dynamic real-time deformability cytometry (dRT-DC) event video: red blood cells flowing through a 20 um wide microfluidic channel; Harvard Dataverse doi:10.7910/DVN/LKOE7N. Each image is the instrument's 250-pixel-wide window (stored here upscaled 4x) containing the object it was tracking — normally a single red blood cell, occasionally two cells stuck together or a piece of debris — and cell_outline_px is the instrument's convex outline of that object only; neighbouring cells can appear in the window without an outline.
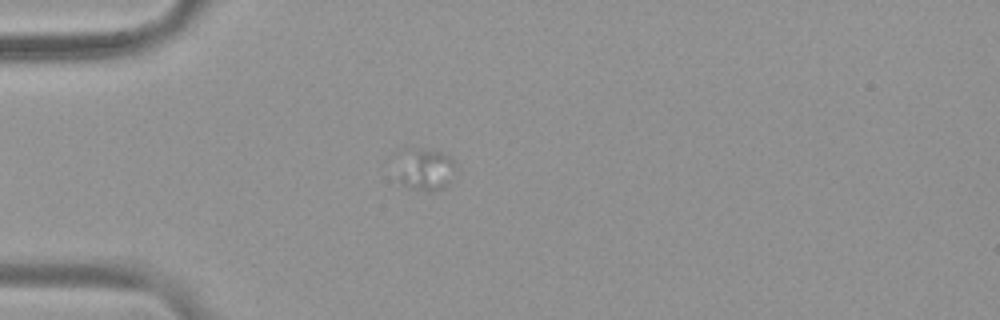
{"species": "common noctule bat (a hibernating species)", "species_latin": "Nyctalus noctula", "temperature_condition": "warm", "stored_images_in_passage": 40, "camera_frame_rate_fps": 3000, "um_per_image_px": 0.085, "animal": {"sex": "female", "body_mass_g": 19.9}, "frame": {"image": 1, "passage_image": 7, "time_ms": 2.0, "image_size_px": [1000, 320], "cell_outline_px": [[456, 160], [448, 184], [444, 188], [432, 192], [428, 192], [412, 188], [404, 184], [400, 180], [400, 176], [412, 148], [420, 148], [444, 152]], "centroid_in_image_um": [36.34, 14.45], "position_along_channel_um": 48.7, "area_um2": 13.18}}
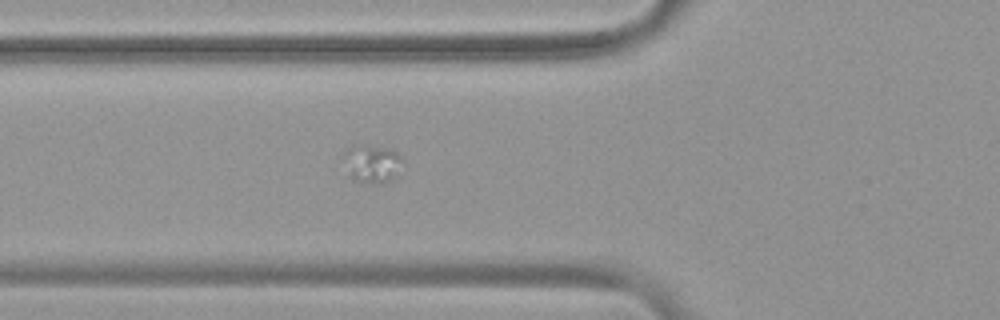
{"frame": {"image": 2, "passage_image": 12, "time_ms": 3.667, "image_size_px": [1000, 320], "cell_outline_px": [[404, 160], [396, 176], [392, 180], [380, 184], [376, 184], [352, 180], [348, 176], [340, 156], [352, 144], [360, 144], [388, 148], [396, 152]], "centroid_in_image_um": [31.56, 13.91], "position_along_channel_um": 94.2, "area_um2": 13.7}}